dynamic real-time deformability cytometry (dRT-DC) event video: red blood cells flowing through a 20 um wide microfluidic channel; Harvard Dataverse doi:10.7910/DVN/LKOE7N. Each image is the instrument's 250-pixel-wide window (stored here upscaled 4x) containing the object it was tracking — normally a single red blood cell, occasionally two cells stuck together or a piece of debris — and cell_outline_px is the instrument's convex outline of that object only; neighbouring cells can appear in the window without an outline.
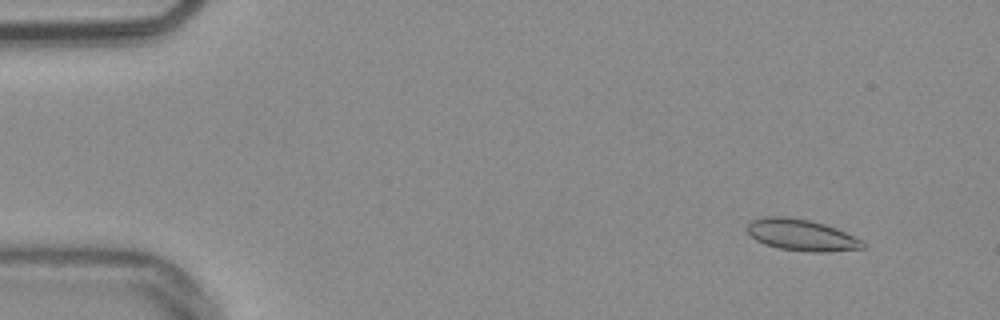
{"species": "common noctule bat (a hibernating species)", "species_latin": "Nyctalus noctula", "temperature_condition": "warm", "stored_images_in_passage": 50, "camera_frame_rate_fps": 3000, "um_per_image_px": 0.085, "animal": {"sex": "male", "body_mass_g": 20.4}, "frame": {"image": 1, "passage_image": 1, "time_ms": 0.0, "image_size_px": [1000, 320], "cell_outline_px": [[864, 248], [828, 252], [808, 252], [780, 248], [764, 244], [756, 240], [748, 232], [748, 224], [752, 220], [764, 216], [784, 216], [812, 220], [836, 228], [864, 240]], "centroid_in_image_um": [68.15, 19.97], "position_along_channel_um": 16.8, "area_um2": 21.27}}
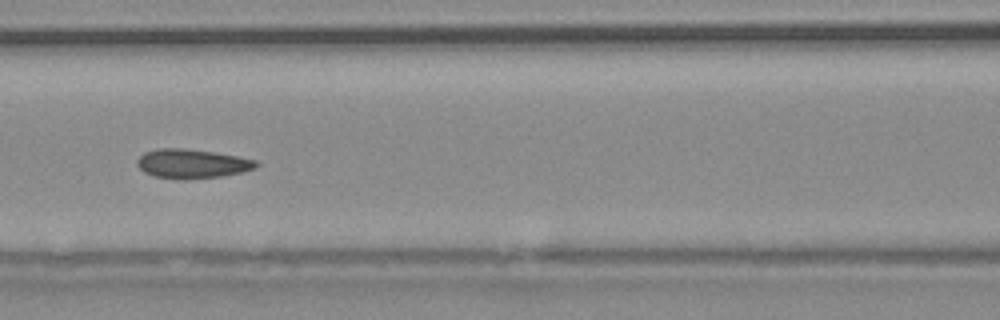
{"frame": {"image": 2, "passage_image": 20, "time_ms": 6.333, "image_size_px": [1000, 320], "cell_outline_px": [[260, 164], [256, 168], [244, 172], [224, 176], [184, 180], [180, 180], [152, 176], [144, 172], [136, 164], [136, 160], [144, 152], [160, 148], [184, 148], [212, 152], [236, 156], [256, 160]], "centroid_in_image_um": [16.32, 13.93], "position_along_channel_um": 150.3, "area_um2": 20.52}}
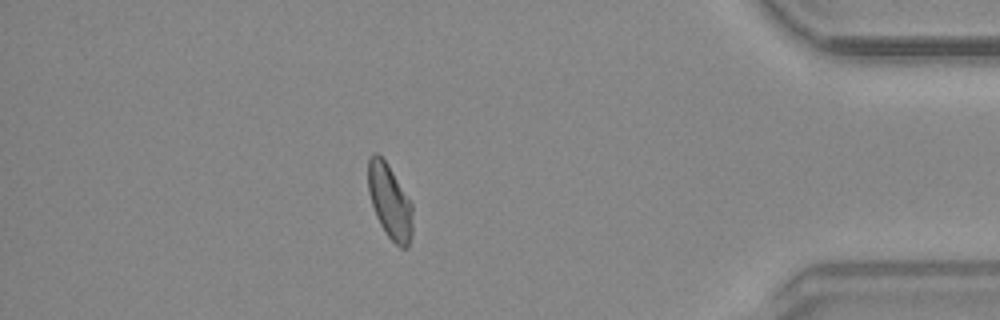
{"frame": {"image": 3, "passage_image": 43, "time_ms": 14.0, "image_size_px": [1000, 320], "cell_outline_px": [[412, 232], [408, 248], [400, 248], [384, 232], [376, 216], [368, 192], [368, 160], [372, 152], [376, 152], [388, 164], [412, 204]], "centroid_in_image_um": [33.12, 17.14], "position_along_channel_um": 402.1, "area_um2": 19.25}, "authors_computed_cell_mechanics": {"area_um2": 19.9699, "velocity_mm_per_s": 3.7924, "shape_relaxation_time_tau1_ms": null, "shape_relaxation_time_tau2_ms": 1.5475, "deformation_change_tau1": null, "deformation_change_tau2": 0.0658}}